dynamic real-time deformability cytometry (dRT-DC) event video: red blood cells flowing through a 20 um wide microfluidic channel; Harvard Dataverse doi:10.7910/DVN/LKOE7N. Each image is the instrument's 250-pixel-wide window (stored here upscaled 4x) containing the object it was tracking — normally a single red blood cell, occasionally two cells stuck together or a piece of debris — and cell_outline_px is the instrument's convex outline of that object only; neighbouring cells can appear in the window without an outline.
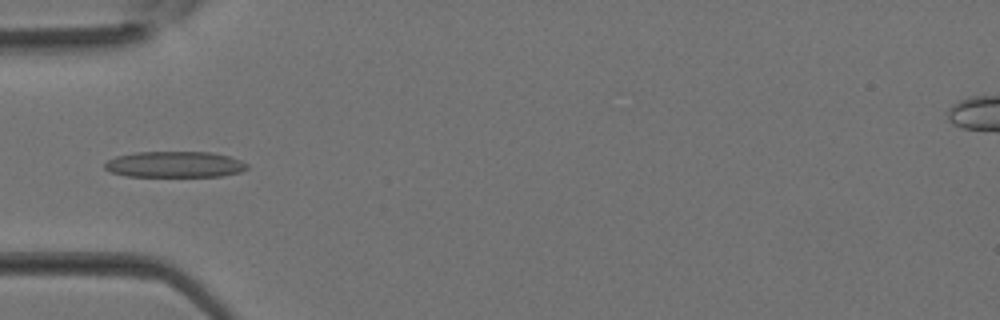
{"species": "Egyptian fruit bat (a non-hibernating species)", "species_latin": "Rousettus aegyptiacus", "temperature_condition": "room temperature", "stored_images_in_passage": 29, "camera_frame_rate_fps": 3000, "um_per_image_px": 0.085, "animal": {"sex": "female"}, "frame": {"image": 1, "passage_image": 5, "time_ms": 1.333, "image_size_px": [1000, 320], "cell_outline_px": [[248, 168], [240, 172], [224, 176], [128, 176], [112, 172], [104, 168], [104, 164], [108, 160], [116, 156], [136, 152], [212, 152], [228, 156], [240, 160], [248, 164]], "centroid_in_image_um": [14.87, 13.97], "position_along_channel_um": 70.1, "area_um2": 21.56}}
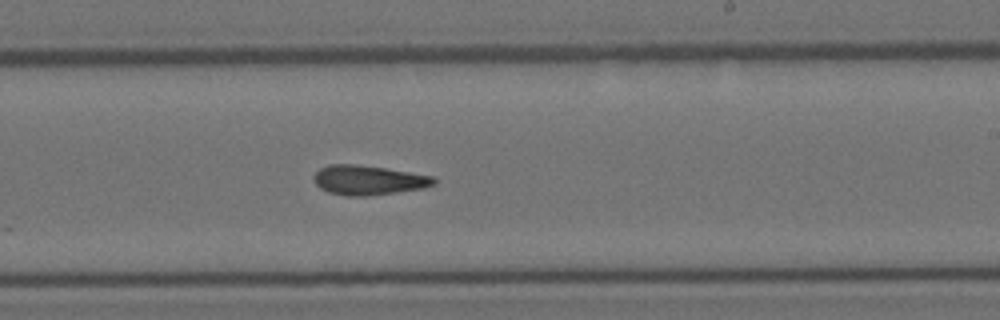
{"frame": {"image": 2, "passage_image": 15, "time_ms": 4.667, "image_size_px": [1000, 320], "cell_outline_px": [[436, 184], [424, 188], [368, 196], [344, 196], [328, 192], [320, 188], [312, 180], [312, 176], [320, 168], [328, 164], [356, 164], [384, 168], [432, 176], [436, 180]], "centroid_in_image_um": [31.26, 15.31], "position_along_channel_um": 257.7, "area_um2": 20.75}}
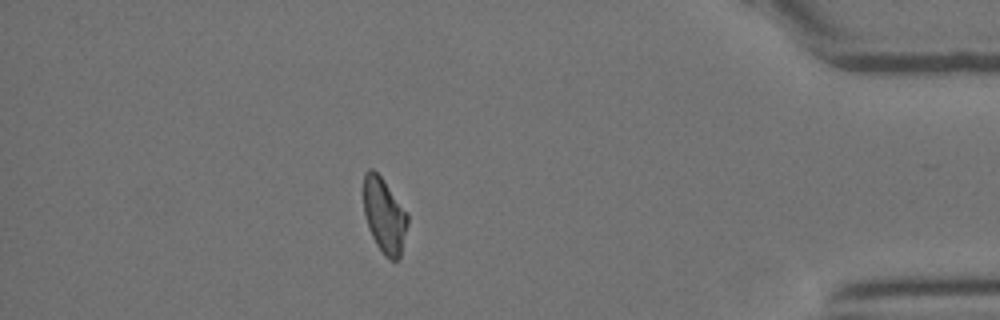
{"frame": {"image": 3, "passage_image": 25, "time_ms": 8.0, "image_size_px": [1000, 320], "cell_outline_px": [[408, 224], [400, 256], [396, 260], [388, 260], [384, 256], [376, 244], [368, 228], [364, 212], [364, 172], [368, 168], [372, 168], [380, 176], [408, 212]], "centroid_in_image_um": [32.67, 18.33], "position_along_channel_um": 402.5, "area_um2": 19.31}}